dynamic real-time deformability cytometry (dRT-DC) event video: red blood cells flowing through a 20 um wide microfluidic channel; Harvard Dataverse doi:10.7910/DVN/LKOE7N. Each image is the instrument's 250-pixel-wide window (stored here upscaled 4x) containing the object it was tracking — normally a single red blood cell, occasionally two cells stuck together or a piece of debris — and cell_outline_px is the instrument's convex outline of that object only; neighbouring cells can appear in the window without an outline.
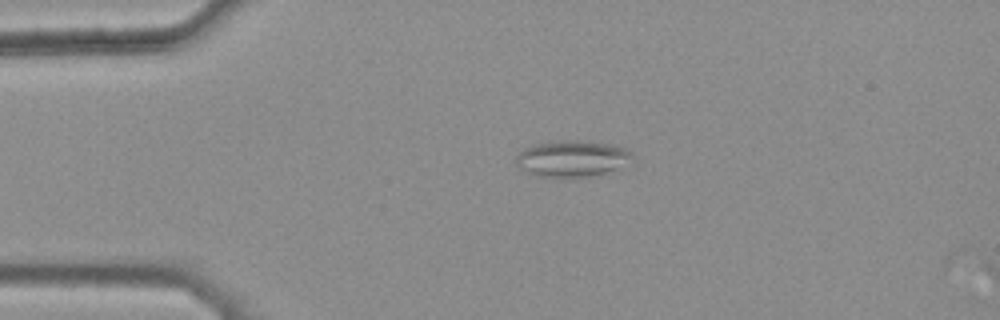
{"species": "common noctule bat (a hibernating species)", "species_latin": "Nyctalus noctula", "temperature_condition": "warm", "stored_images_in_passage": 2, "camera_frame_rate_fps": 3000, "um_per_image_px": 0.085, "animal": {"sex": "female", "body_mass_g": 25.1}, "frame": {"image": 1, "passage_image": 1, "time_ms": 0.0, "image_size_px": [1000, 320], "cell_outline_px": [[632, 156], [616, 168], [604, 172], [588, 176], [540, 176], [516, 164], [516, 156], [524, 148], [536, 144], [556, 140], [580, 140], [612, 144], [628, 148]], "centroid_in_image_um": [48.61, 13.43], "position_along_channel_um": 36.4, "area_um2": 23.76}}